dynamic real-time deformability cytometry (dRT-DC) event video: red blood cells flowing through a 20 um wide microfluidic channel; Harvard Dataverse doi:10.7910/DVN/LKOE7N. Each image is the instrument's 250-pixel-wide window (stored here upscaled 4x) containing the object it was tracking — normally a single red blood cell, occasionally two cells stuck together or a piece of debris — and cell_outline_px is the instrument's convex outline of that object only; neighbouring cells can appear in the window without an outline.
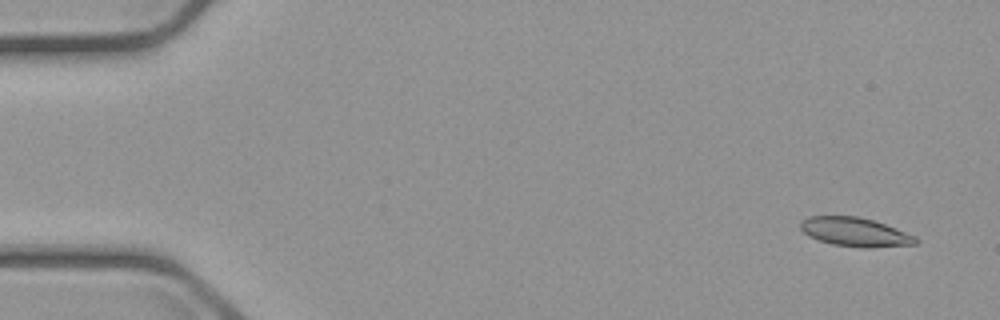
{"species": "common noctule bat (a hibernating species)", "species_latin": "Nyctalus noctula", "temperature_condition": "cold", "stored_images_in_passage": 6, "camera_frame_rate_fps": 3000, "um_per_image_px": 0.085, "animal": {"sex": "male", "body_mass_g": 23.1, "forearm_length_mm": 52.7}, "frame": {"image": 1, "passage_image": 6, "time_ms": 7.333, "image_size_px": [1000, 320], "cell_outline_px": [[920, 240], [916, 244], [868, 248], [860, 248], [832, 244], [808, 236], [800, 228], [800, 220], [808, 216], [856, 216], [872, 220], [896, 228], [916, 236]], "centroid_in_image_um": [72.68, 19.72], "position_along_channel_um": 12.3, "area_um2": 19.48}}